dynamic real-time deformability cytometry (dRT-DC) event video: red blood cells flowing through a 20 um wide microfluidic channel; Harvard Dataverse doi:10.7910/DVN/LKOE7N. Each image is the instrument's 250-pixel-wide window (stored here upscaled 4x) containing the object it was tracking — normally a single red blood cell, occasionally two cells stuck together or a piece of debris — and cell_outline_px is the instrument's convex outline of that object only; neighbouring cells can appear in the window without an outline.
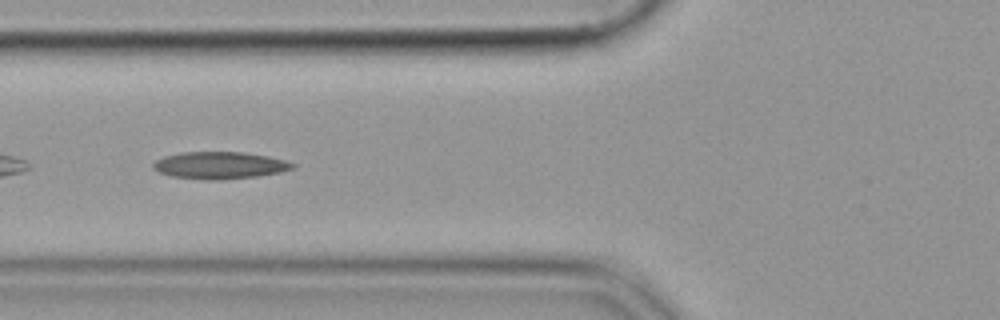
{"species": "common noctule bat (a hibernating species)", "species_latin": "Nyctalus noctula", "temperature_condition": "cold", "stored_images_in_passage": 30, "camera_frame_rate_fps": 3000, "um_per_image_px": 0.085, "animal": {"sex": "female", "body_mass_g": 19.9}, "frame": {"image": 1, "passage_image": 5, "time_ms": 1.333, "image_size_px": [1000, 320], "cell_outline_px": [[296, 164], [292, 168], [280, 172], [256, 176], [220, 180], [208, 180], [172, 176], [160, 172], [152, 168], [152, 164], [156, 160], [164, 156], [184, 152], [244, 152], [268, 156], [284, 160]], "centroid_in_image_um": [18.66, 14.05], "position_along_channel_um": 107.1, "area_um2": 21.85}}